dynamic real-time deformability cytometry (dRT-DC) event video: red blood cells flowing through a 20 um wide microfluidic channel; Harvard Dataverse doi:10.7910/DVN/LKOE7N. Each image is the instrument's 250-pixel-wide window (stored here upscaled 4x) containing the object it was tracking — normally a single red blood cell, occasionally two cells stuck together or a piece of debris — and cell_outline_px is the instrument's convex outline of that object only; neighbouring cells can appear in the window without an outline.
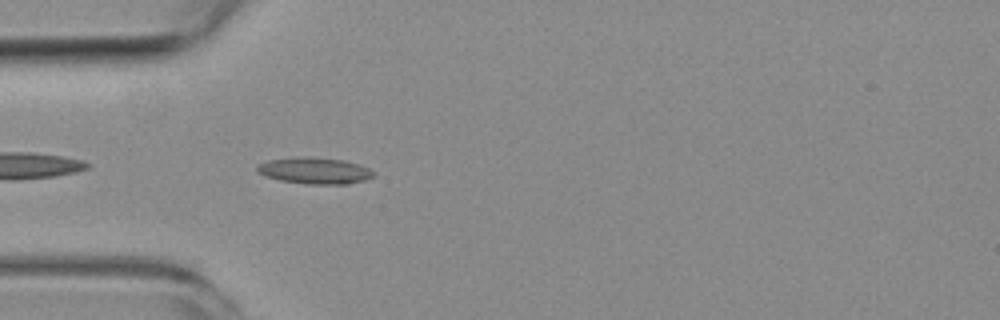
{"species": "common noctule bat (a hibernating species)", "species_latin": "Nyctalus noctula", "temperature_condition": "room temperature", "stored_images_in_passage": 5, "camera_frame_rate_fps": 3000, "um_per_image_px": 0.085, "animal": {"sex": "female", "body_mass_g": 19.3, "forearm_length_mm": 54.1}, "frame": {"image": 1, "passage_image": 5, "time_ms": 5.0, "image_size_px": [1000, 320], "cell_outline_px": [[376, 176], [364, 180], [348, 184], [308, 184], [280, 180], [264, 176], [256, 172], [256, 164], [268, 160], [300, 156], [308, 156], [344, 160], [360, 164], [376, 172]], "centroid_in_image_um": [26.74, 14.5], "position_along_channel_um": 58.3, "area_um2": 18.26}}